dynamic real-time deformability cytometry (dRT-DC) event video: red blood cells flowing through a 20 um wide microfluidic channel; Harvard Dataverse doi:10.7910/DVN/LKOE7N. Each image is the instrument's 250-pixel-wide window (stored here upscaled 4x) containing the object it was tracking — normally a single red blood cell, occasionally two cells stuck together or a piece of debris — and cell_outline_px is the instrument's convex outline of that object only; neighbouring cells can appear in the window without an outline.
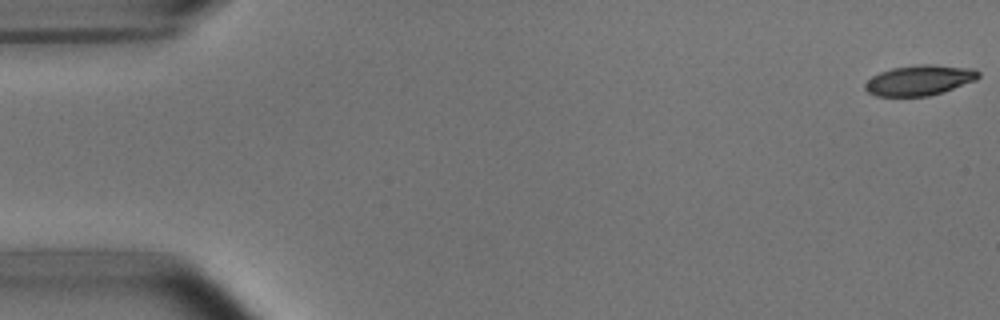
{"species": "common noctule bat (a hibernating species)", "species_latin": "Nyctalus noctula", "temperature_condition": "room temperature", "stored_images_in_passage": 12, "camera_frame_rate_fps": 3000, "um_per_image_px": 0.085, "animal": {"sex": "male", "body_mass_g": 15.6}, "frame": {"image": 1, "passage_image": 1, "time_ms": 0.0, "image_size_px": [1000, 320], "cell_outline_px": [[980, 76], [976, 80], [928, 96], [876, 96], [868, 92], [864, 88], [864, 84], [872, 76], [880, 72], [892, 68], [924, 64], [932, 64], [976, 68], [980, 72]], "centroid_in_image_um": [78.16, 6.81], "position_along_channel_um": 6.8, "area_um2": 19.94}}